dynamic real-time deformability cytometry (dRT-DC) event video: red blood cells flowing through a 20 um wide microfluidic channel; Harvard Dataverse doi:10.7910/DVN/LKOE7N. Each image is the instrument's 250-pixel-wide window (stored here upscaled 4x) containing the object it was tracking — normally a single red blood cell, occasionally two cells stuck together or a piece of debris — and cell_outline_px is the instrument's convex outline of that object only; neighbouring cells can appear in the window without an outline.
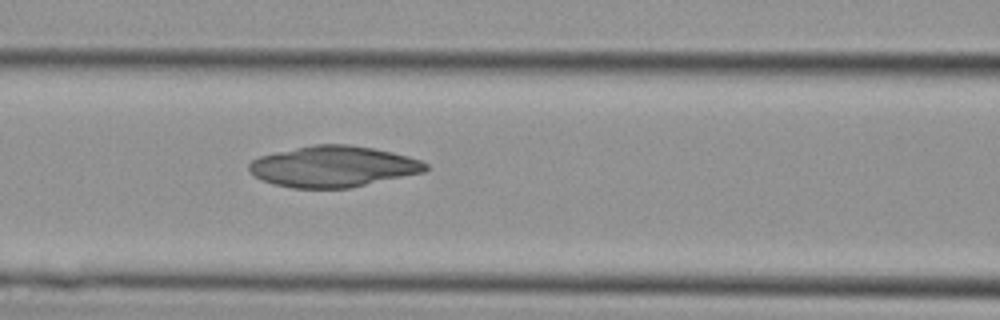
{"species": "Egyptian fruit bat (a non-hibernating species)", "species_latin": "Rousettus aegyptiacus", "temperature_condition": "cold", "stored_images_in_passage": 29, "camera_frame_rate_fps": 3000, "um_per_image_px": 0.085, "animal": {"sex": "female"}, "frame": {"image": 1, "passage_image": 9, "time_ms": 2.667, "image_size_px": [1000, 320], "cell_outline_px": [[428, 168], [424, 172], [348, 188], [292, 188], [272, 184], [256, 176], [248, 168], [248, 164], [252, 160], [260, 156], [276, 152], [316, 144], [348, 144], [372, 148], [392, 152], [408, 156], [420, 160], [428, 164]], "centroid_in_image_um": [28.33, 14.15], "position_along_channel_um": 138.3, "area_um2": 41.91}}
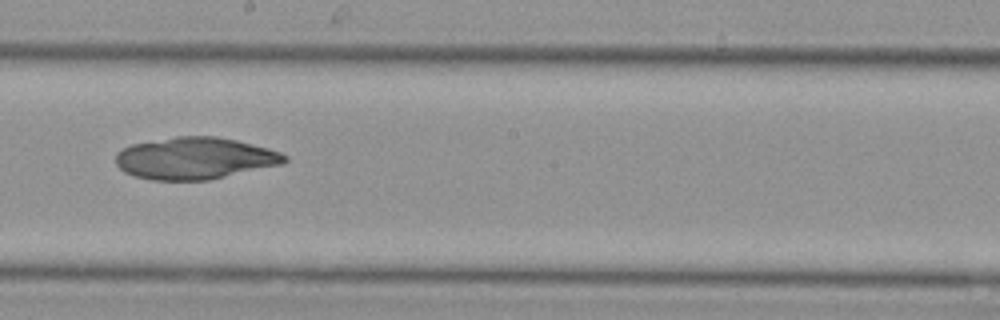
{"frame": {"image": 2, "passage_image": 14, "time_ms": 4.333, "image_size_px": [1000, 320], "cell_outline_px": [[288, 160], [284, 164], [208, 180], [152, 180], [136, 176], [124, 172], [116, 164], [116, 152], [132, 144], [176, 136], [216, 136], [236, 140], [268, 148], [280, 152], [288, 156]], "centroid_in_image_um": [16.59, 13.45], "position_along_channel_um": 231.6, "area_um2": 41.27}}
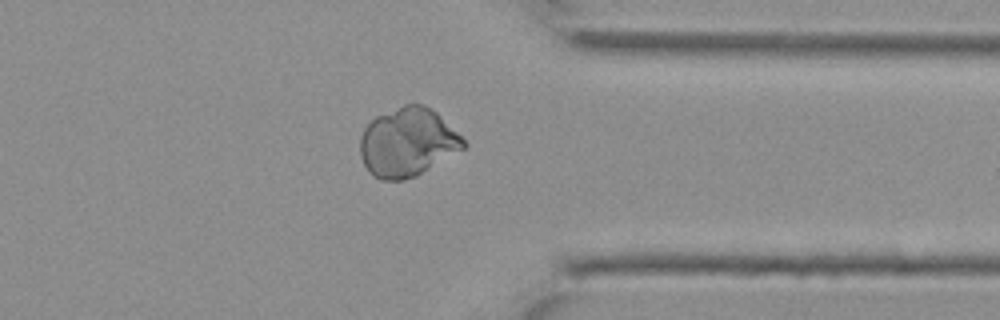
{"frame": {"image": 3, "passage_image": 22, "time_ms": 7.0, "image_size_px": [1000, 320], "cell_outline_px": [[468, 144], [464, 148], [416, 176], [404, 180], [380, 180], [372, 176], [368, 172], [360, 156], [360, 136], [364, 128], [376, 116], [404, 104], [424, 104], [432, 108]], "centroid_in_image_um": [34.61, 12.1], "position_along_channel_um": 376.8, "area_um2": 41.27}}